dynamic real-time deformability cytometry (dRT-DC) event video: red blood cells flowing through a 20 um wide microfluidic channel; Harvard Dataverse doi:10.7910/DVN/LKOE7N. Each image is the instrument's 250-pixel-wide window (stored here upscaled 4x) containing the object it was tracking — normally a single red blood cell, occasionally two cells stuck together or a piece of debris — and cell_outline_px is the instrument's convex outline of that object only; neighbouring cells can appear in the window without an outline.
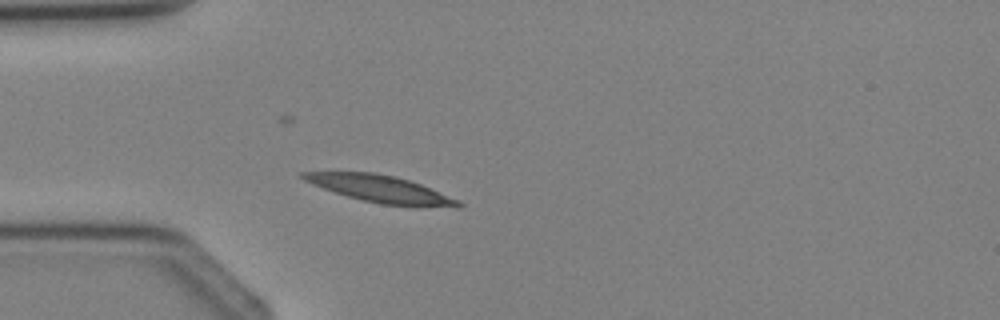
{"species": "Egyptian fruit bat (a non-hibernating species)", "species_latin": "Rousettus aegyptiacus", "temperature_condition": "cold", "stored_images_in_passage": 3, "camera_frame_rate_fps": 3000, "um_per_image_px": 0.085, "animal": {"sex": "female"}, "frame": {"image": 1, "passage_image": 3, "time_ms": 2.333, "image_size_px": [1000, 320], "cell_outline_px": [[464, 204], [460, 208], [456, 208], [380, 204], [348, 196], [312, 184], [304, 180], [300, 176], [300, 172], [372, 172], [396, 176], [420, 184], [460, 200]], "centroid_in_image_um": [32.4, 16.06], "position_along_channel_um": 52.6, "area_um2": 24.22}}